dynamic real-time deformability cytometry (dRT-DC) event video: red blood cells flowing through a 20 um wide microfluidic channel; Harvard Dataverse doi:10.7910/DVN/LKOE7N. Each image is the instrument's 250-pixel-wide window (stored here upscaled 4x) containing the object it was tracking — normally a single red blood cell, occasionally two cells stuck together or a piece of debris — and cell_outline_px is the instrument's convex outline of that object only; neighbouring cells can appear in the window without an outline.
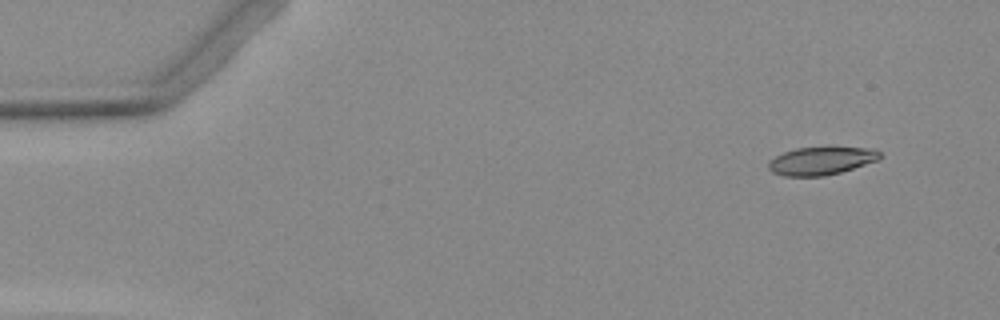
{"species": "Egyptian fruit bat (a non-hibernating species)", "species_latin": "Rousettus aegyptiacus", "temperature_condition": "warm", "stored_images_in_passage": 6, "segment_of_instrument_passage": [1, 2], "camera_frame_rate_fps": 3000, "um_per_image_px": 0.085, "animal": {"sex": "female"}, "frame": {"image": 1, "passage_image": 2, "time_ms": 1.333, "image_size_px": [1000, 320], "cell_outline_px": [[884, 156], [880, 160], [840, 172], [824, 176], [784, 176], [772, 172], [768, 168], [768, 164], [776, 156], [784, 152], [796, 148], [828, 144], [868, 148], [880, 152]], "centroid_in_image_um": [69.87, 13.62], "position_along_channel_um": 15.1, "area_um2": 18.96}}
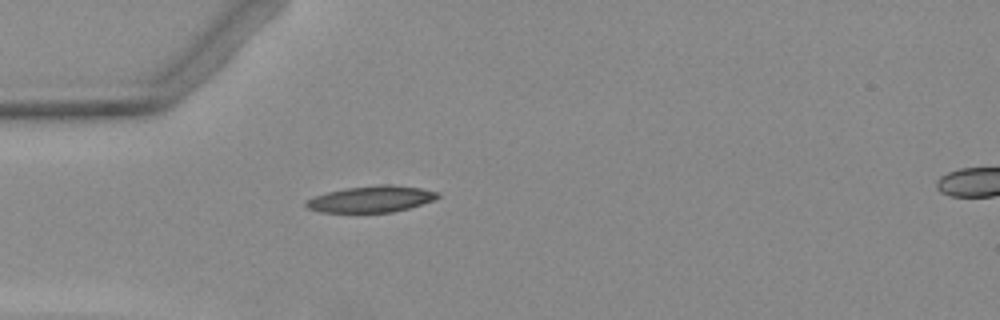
{"frame": {"image": 2, "passage_image": 5, "time_ms": 5.0, "image_size_px": [1000, 320], "cell_outline_px": [[440, 196], [432, 200], [408, 208], [392, 212], [320, 212], [308, 208], [304, 204], [304, 200], [328, 192], [344, 188], [380, 184], [392, 184], [420, 188], [440, 192]], "centroid_in_image_um": [31.53, 16.91], "position_along_channel_um": 53.5, "area_um2": 20.17}}